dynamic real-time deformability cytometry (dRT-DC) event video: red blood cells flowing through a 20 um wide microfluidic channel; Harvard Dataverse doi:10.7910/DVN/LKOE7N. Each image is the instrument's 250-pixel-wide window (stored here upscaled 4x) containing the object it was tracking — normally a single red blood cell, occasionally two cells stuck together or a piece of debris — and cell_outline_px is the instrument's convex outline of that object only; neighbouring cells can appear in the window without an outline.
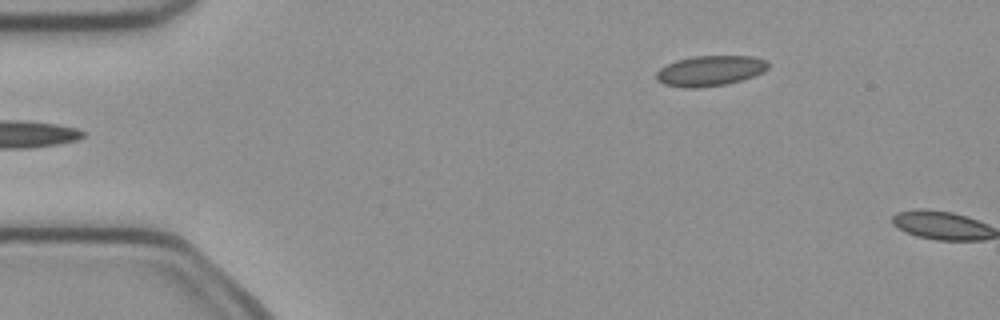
{"species": "common noctule bat (a hibernating species)", "species_latin": "Nyctalus noctula", "temperature_condition": "cold", "stored_images_in_passage": 2, "camera_frame_rate_fps": 3000, "um_per_image_px": 0.085, "animal": {"sex": "female", "body_mass_g": 21.9}, "frame": {"image": 1, "passage_image": 2, "time_ms": 0.333, "image_size_px": [1000, 320], "cell_outline_px": [[768, 68], [764, 72], [728, 84], [700, 88], [684, 88], [664, 84], [656, 80], [656, 72], [660, 68], [676, 60], [692, 56], [752, 56], [768, 60]], "centroid_in_image_um": [60.35, 6.02], "position_along_channel_um": 24.6, "area_um2": 19.94}}